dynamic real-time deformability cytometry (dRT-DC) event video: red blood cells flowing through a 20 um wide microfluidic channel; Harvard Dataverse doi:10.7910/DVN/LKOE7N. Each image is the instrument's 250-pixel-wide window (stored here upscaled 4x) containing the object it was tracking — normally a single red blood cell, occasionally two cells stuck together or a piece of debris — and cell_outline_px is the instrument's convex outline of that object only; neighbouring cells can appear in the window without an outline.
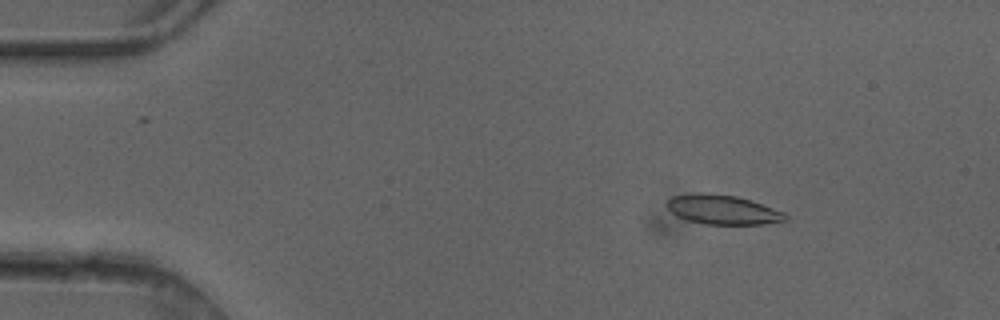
{"species": "common noctule bat (a hibernating species)", "species_latin": "Nyctalus noctula", "temperature_condition": "cold", "stored_images_in_passage": 3, "camera_frame_rate_fps": 3000, "um_per_image_px": 0.085, "animal": {"sex": "female"}, "frame": {"image": 1, "passage_image": 2, "time_ms": 0.333, "image_size_px": [1000, 320], "cell_outline_px": [[788, 220], [764, 224], [704, 224], [688, 220], [676, 216], [664, 204], [672, 196], [696, 192], [704, 192], [736, 196], [784, 212], [788, 216]], "centroid_in_image_um": [61.39, 17.82], "position_along_channel_um": 23.6, "area_um2": 20.29}}